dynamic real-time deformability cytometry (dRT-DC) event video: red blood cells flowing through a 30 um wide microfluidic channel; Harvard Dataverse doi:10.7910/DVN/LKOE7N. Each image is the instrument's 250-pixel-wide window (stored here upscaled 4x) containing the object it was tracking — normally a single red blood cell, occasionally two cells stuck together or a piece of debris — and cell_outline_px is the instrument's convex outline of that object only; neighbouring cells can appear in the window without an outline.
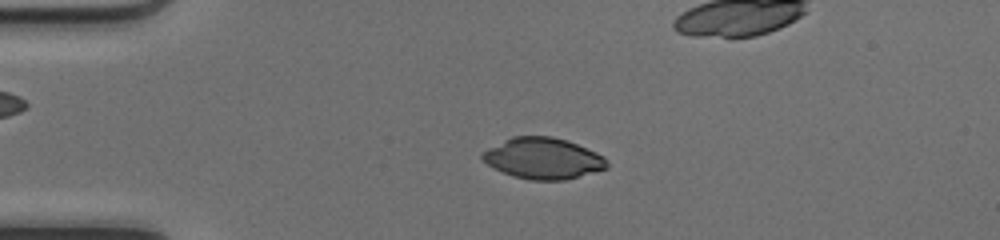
{"species": "common noctule bat (a hibernating species)", "species_latin": "Nyctalus noctula", "temperature_condition": "cold", "stored_images_in_passage": 38, "camera_frame_rate_fps": 3000, "um_per_image_px": 0.085, "animal": {"sex": "female", "body_mass_g": 17.0, "forearm_length_mm": 48.0}, "frame": {"image": 1, "passage_image": 9, "time_ms": 2.667, "image_size_px": [1000, 240], "cell_outline_px": [[608, 168], [564, 180], [528, 180], [512, 176], [492, 168], [480, 156], [488, 148], [512, 136], [552, 136], [576, 144], [596, 152], [604, 156], [608, 160]], "centroid_in_image_um": [46.16, 13.47], "position_along_channel_um": 38.8, "area_um2": 29.77}}
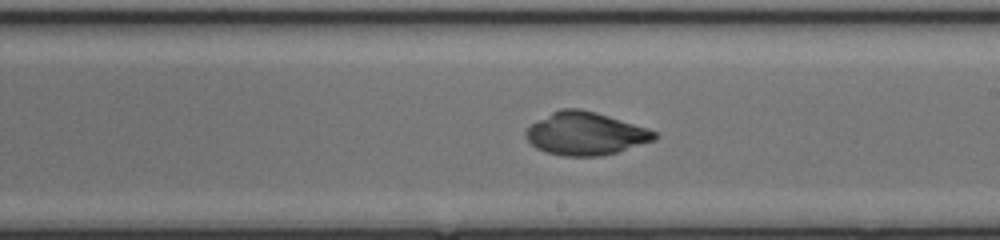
{"frame": {"image": 2, "passage_image": 26, "time_ms": 8.333, "image_size_px": [1000, 240], "cell_outline_px": [[660, 136], [656, 140], [620, 152], [600, 156], [564, 156], [544, 152], [536, 148], [524, 136], [524, 132], [532, 124], [552, 112], [560, 108], [580, 108], [596, 112], [648, 128], [656, 132]], "centroid_in_image_um": [49.81, 11.37], "position_along_channel_um": 239.2, "area_um2": 32.43}}
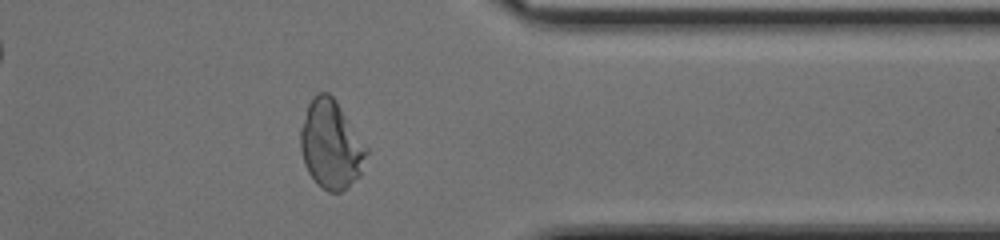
{"frame": {"image": 3, "passage_image": 37, "time_ms": 12.0, "image_size_px": [1000, 240], "cell_outline_px": [[368, 152], [360, 176], [340, 192], [328, 192], [316, 184], [308, 172], [304, 164], [300, 148], [300, 128], [308, 104], [312, 96], [316, 92], [328, 92], [336, 100], [368, 148]], "centroid_in_image_um": [28.12, 12.28], "position_along_channel_um": 383.3, "area_um2": 34.16}}